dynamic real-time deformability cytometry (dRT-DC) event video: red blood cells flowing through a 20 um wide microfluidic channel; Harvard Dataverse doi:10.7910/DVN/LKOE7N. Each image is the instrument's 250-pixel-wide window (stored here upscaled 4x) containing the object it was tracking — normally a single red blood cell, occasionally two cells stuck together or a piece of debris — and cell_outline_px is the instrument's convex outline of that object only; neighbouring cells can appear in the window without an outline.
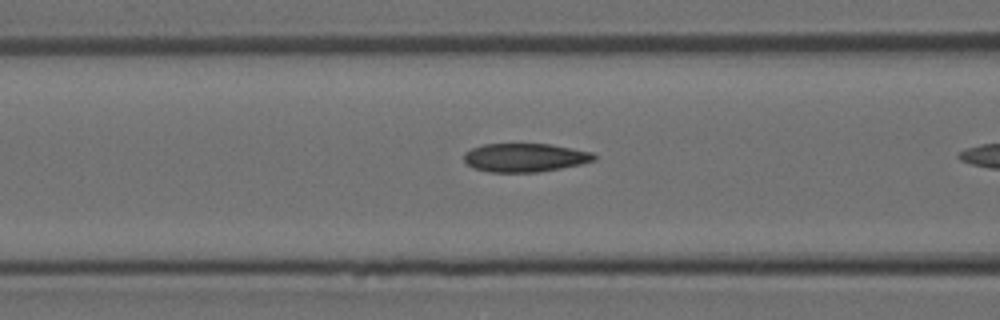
{"species": "Egyptian fruit bat (a non-hibernating species)", "species_latin": "Rousettus aegyptiacus", "temperature_condition": "room temperature", "stored_images_in_passage": 7, "camera_frame_rate_fps": 3000, "um_per_image_px": 0.085, "animal": {"sex": "female"}, "frame": {"image": 1, "passage_image": 6, "time_ms": 1.667, "image_size_px": [1000, 320], "cell_outline_px": [[596, 160], [580, 164], [560, 168], [536, 172], [488, 172], [472, 168], [464, 160], [464, 152], [472, 148], [484, 144], [548, 144], [592, 152], [596, 156]], "centroid_in_image_um": [44.59, 13.4], "position_along_channel_um": 122.0, "area_um2": 21.56}}